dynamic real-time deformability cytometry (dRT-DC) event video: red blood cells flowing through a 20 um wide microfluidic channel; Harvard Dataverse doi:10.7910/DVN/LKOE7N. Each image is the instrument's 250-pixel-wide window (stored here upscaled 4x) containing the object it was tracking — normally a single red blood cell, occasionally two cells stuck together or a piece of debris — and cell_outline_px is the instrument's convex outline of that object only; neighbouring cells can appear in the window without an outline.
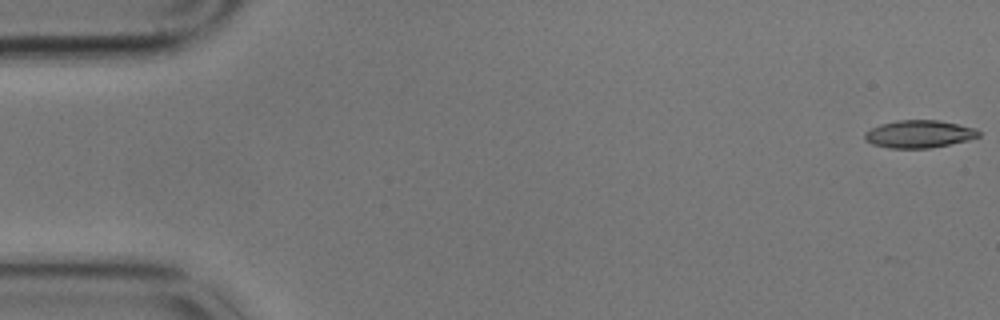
{"species": "common noctule bat (a hibernating species)", "species_latin": "Nyctalus noctula", "temperature_condition": "cold", "stored_images_in_passage": 46, "camera_frame_rate_fps": 3000, "um_per_image_px": 0.085, "animal": {"sex": "male", "body_mass_g": 17.9}, "frame": {"image": 1, "passage_image": 1, "time_ms": 0.0, "image_size_px": [1000, 320], "cell_outline_px": [[980, 136], [968, 140], [928, 148], [888, 148], [872, 144], [864, 140], [864, 132], [880, 124], [896, 120], [940, 120], [976, 128], [980, 132]], "centroid_in_image_um": [78.1, 11.38], "position_along_channel_um": 6.9, "area_um2": 18.38}}
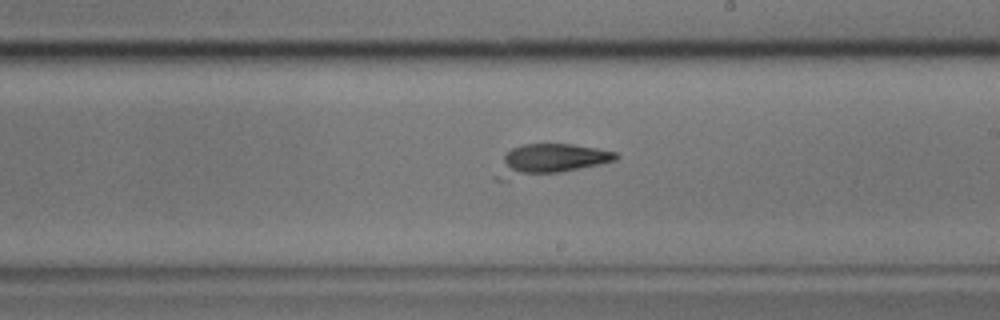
{"frame": {"image": 2, "passage_image": 33, "time_ms": 10.667, "image_size_px": [1000, 320], "cell_outline_px": [[620, 156], [616, 160], [600, 164], [560, 172], [508, 180], [496, 180], [492, 176], [504, 156], [512, 148], [524, 144], [572, 144], [596, 148], [616, 152]], "centroid_in_image_um": [46.68, 13.59], "position_along_channel_um": 242.3, "area_um2": 21.5}}
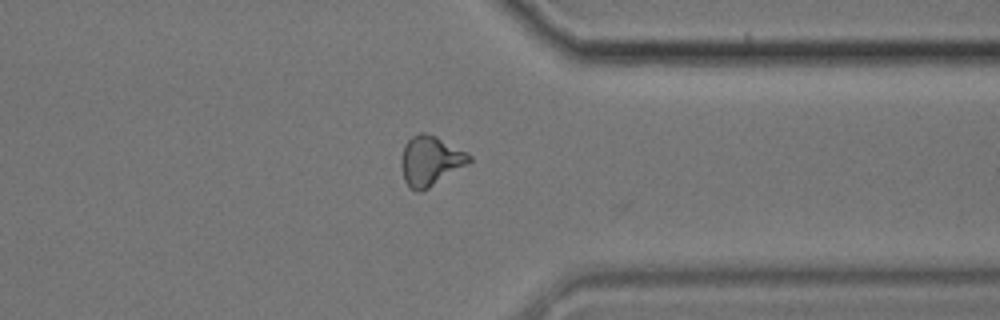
{"frame": {"image": 3, "passage_image": 45, "time_ms": 14.667, "image_size_px": [1000, 320], "cell_outline_px": [[472, 160], [428, 188], [420, 192], [416, 192], [404, 180], [400, 164], [400, 156], [404, 144], [412, 136], [420, 132], [424, 132], [436, 136], [468, 152], [472, 156]], "centroid_in_image_um": [36.54, 13.64], "position_along_channel_um": 374.9, "area_um2": 19.59}}